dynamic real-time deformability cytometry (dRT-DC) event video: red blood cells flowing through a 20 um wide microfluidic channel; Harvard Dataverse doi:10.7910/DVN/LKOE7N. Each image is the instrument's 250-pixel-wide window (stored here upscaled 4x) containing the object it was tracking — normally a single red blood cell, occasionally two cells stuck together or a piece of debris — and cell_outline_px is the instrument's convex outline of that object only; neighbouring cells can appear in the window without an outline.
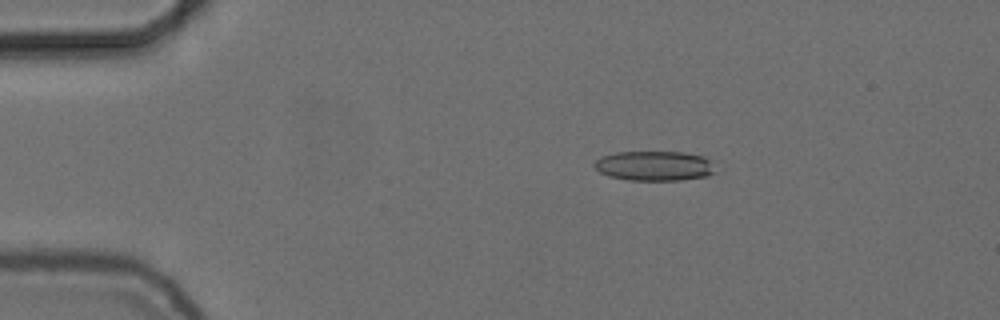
{"species": "common noctule bat (a hibernating species)", "species_latin": "Nyctalus noctula", "temperature_condition": "cold", "stored_images_in_passage": 54, "camera_frame_rate_fps": 3000, "um_per_image_px": 0.085, "animal": {"sex": "female", "body_mass_g": 24.6, "forearm_length_mm": 56.2}, "frame": {"image": 1, "passage_image": 9, "time_ms": 2.667, "image_size_px": [1000, 320], "cell_outline_px": [[716, 172], [708, 176], [680, 180], [628, 180], [608, 176], [600, 172], [592, 164], [600, 156], [616, 152], [684, 152], [704, 156], [708, 160]], "centroid_in_image_um": [55.59, 14.1], "position_along_channel_um": 29.4, "area_um2": 21.04}}
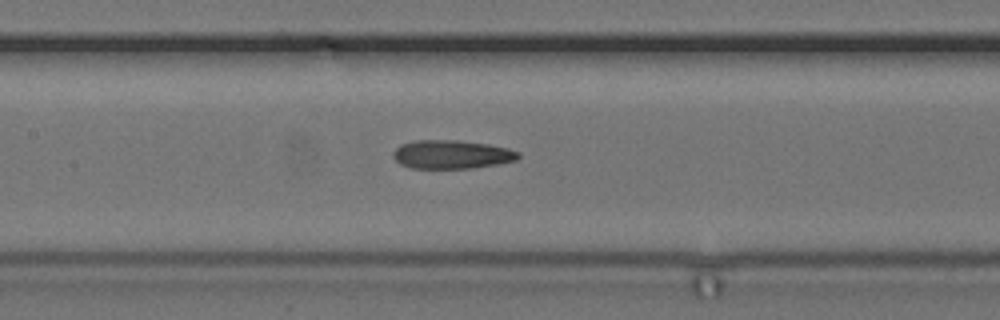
{"frame": {"image": 2, "passage_image": 25, "time_ms": 8.0, "image_size_px": [1000, 320], "cell_outline_px": [[520, 156], [516, 160], [500, 164], [472, 168], [412, 168], [400, 164], [392, 156], [392, 152], [400, 144], [416, 140], [456, 140], [488, 144], [508, 148], [520, 152]], "centroid_in_image_um": [38.4, 13.12], "position_along_channel_um": 169.0, "area_um2": 20.98}}
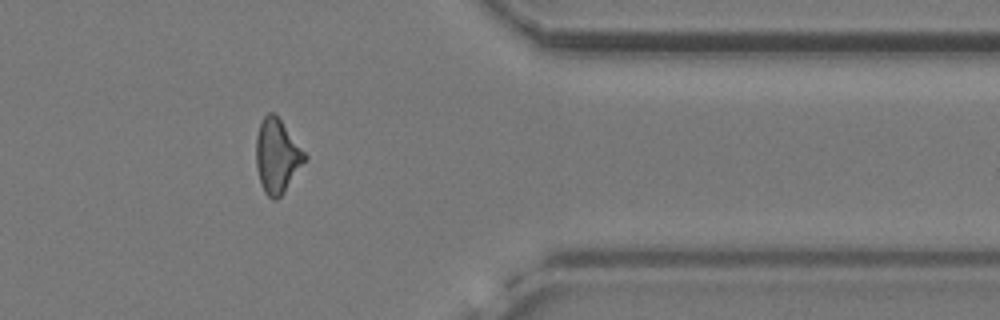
{"frame": {"image": 3, "passage_image": 44, "time_ms": 14.333, "image_size_px": [1000, 320], "cell_outline_px": [[308, 156], [284, 192], [276, 200], [272, 200], [264, 192], [260, 184], [256, 168], [256, 136], [260, 124], [264, 116], [268, 112], [272, 112], [280, 120]], "centroid_in_image_um": [23.52, 13.29], "position_along_channel_um": 387.9, "area_um2": 20.75}, "authors_computed_cell_mechanics": {"area_um2": 20.9814, "velocity_mm_per_s": 3.7242, "shape_relaxation_time_tau1_ms": null, "shape_relaxation_time_tau2_ms": 5.4702, "deformation_change_tau1": null, "deformation_change_tau2": 0.1519}}